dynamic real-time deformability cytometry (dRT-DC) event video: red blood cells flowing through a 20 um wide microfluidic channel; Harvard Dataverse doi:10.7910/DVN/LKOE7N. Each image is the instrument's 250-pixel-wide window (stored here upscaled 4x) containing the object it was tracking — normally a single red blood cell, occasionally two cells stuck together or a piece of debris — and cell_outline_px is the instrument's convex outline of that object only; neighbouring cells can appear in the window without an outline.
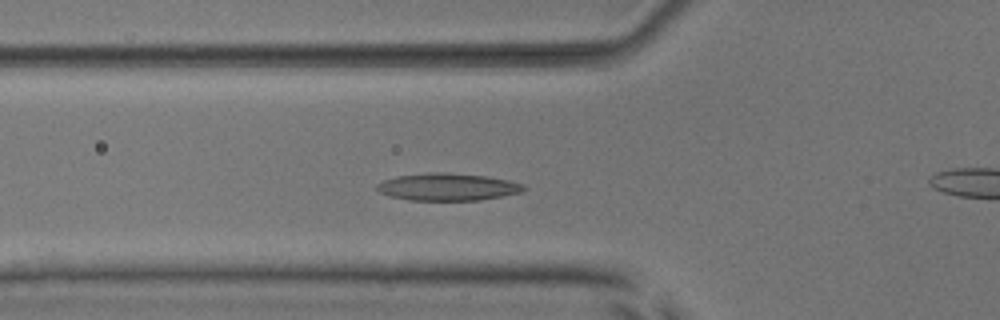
{"species": "common noctule bat (a hibernating species)", "species_latin": "Nyctalus noctula", "temperature_condition": "room temperature", "stored_images_in_passage": 22, "camera_frame_rate_fps": 3000, "um_per_image_px": 0.085, "animal": {"sex": "male", "body_mass_g": 17.9, "forearm_length_mm": 54.2}, "frame": {"image": 1, "passage_image": 9, "time_ms": 2.667, "image_size_px": [1000, 320], "cell_outline_px": [[528, 188], [520, 192], [504, 196], [480, 200], [412, 200], [388, 196], [380, 192], [376, 188], [376, 184], [384, 180], [396, 176], [428, 172], [444, 172], [488, 176], [508, 180], [524, 184]], "centroid_in_image_um": [38.06, 15.88], "position_along_channel_um": 87.7, "area_um2": 23.52}}
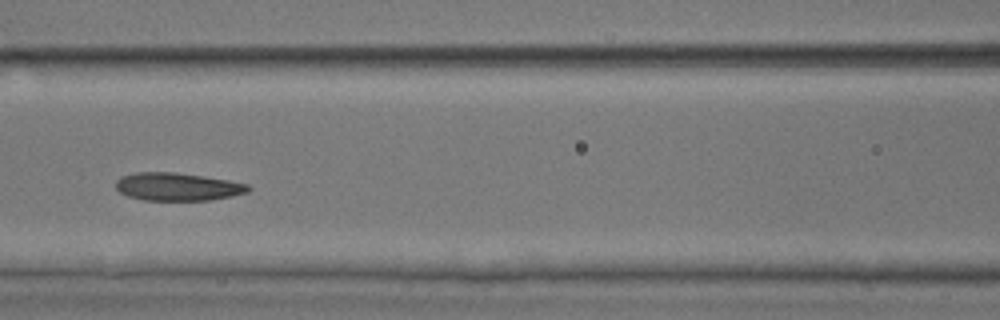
{"frame": {"image": 2, "passage_image": 14, "time_ms": 4.333, "image_size_px": [1000, 320], "cell_outline_px": [[252, 188], [248, 192], [232, 196], [208, 200], [144, 200], [128, 196], [120, 192], [116, 188], [116, 180], [120, 176], [136, 172], [172, 172], [204, 176], [228, 180], [248, 184]], "centroid_in_image_um": [15.09, 15.86], "position_along_channel_um": 151.5, "area_um2": 21.56}}